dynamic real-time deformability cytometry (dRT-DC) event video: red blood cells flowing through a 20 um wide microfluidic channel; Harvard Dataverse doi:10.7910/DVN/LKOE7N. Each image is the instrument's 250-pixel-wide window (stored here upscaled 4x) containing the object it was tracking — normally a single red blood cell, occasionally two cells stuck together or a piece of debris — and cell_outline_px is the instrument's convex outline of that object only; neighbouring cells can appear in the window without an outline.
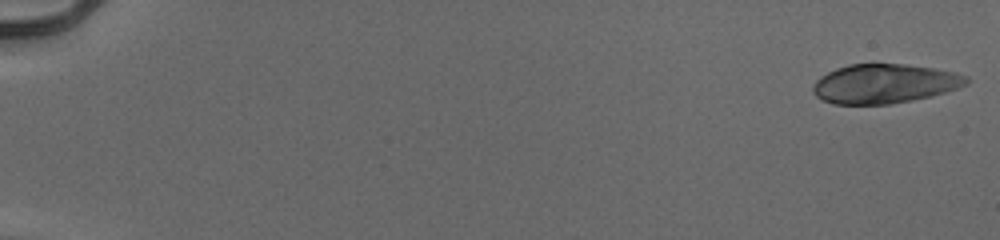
{"species": "human", "species_latin": "Homo sapiens", "temperature_condition": "cold", "stored_images_in_passage": 53, "camera_frame_rate_fps": 3000, "um_per_image_px": 0.085, "donor": {"sex": "male"}, "frame": {"image": 1, "passage_image": 1, "time_ms": 0.0, "image_size_px": [1000, 240], "cell_outline_px": [[968, 84], [944, 92], [912, 100], [888, 104], [832, 104], [816, 96], [812, 92], [812, 88], [816, 80], [820, 76], [836, 68], [848, 64], [904, 64], [932, 68], [956, 72], [968, 76]], "centroid_in_image_um": [75.15, 7.11], "position_along_channel_um": 9.8, "area_um2": 34.97}}
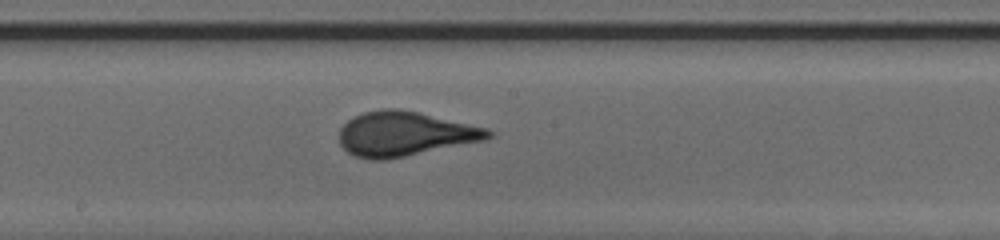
{"frame": {"image": 2, "passage_image": 31, "time_ms": 10.0, "image_size_px": [1000, 240], "cell_outline_px": [[496, 132], [488, 140], [384, 160], [368, 160], [356, 156], [348, 152], [340, 144], [340, 128], [348, 120], [364, 112], [380, 108], [400, 108], [488, 128]], "centroid_in_image_um": [34.44, 11.38], "position_along_channel_um": 213.8, "area_um2": 38.78}}
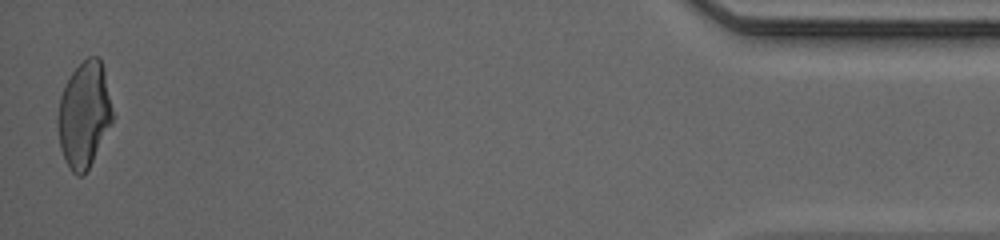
{"frame": {"image": 3, "passage_image": 53, "time_ms": 17.333, "image_size_px": [1000, 240], "cell_outline_px": [[116, 116], [112, 124], [84, 176], [76, 176], [72, 172], [60, 148], [56, 124], [56, 120], [60, 96], [64, 84], [72, 72], [88, 56], [100, 56], [104, 68]], "centroid_in_image_um": [7.18, 9.72], "position_along_channel_um": 428.0, "area_um2": 34.56}, "authors_computed_cell_mechanics": {"area_um2": 36.5296, "velocity_mm_per_s": 3.9592, "shape_relaxation_time_tau1_ms": 3.9358, "shape_relaxation_time_tau2_ms": null, "deformation_change_tau1": 0.1777, "deformation_change_tau2": null}}